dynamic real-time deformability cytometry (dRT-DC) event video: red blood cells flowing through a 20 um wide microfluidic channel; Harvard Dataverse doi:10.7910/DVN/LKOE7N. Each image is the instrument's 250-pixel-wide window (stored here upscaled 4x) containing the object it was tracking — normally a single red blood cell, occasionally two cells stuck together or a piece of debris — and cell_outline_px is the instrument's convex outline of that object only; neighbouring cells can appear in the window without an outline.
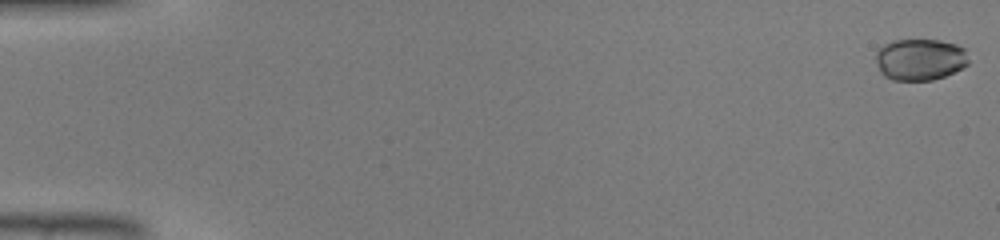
{"species": "common noctule bat (a hibernating species)", "species_latin": "Nyctalus noctula", "temperature_condition": "warm", "stored_images_in_passage": 46, "camera_frame_rate_fps": 3000, "um_per_image_px": 0.085, "animal": {"sex": "male", "body_mass_g": 19.0, "forearm_length_mm": 50.8}, "frame": {"image": 1, "passage_image": 1, "time_ms": 0.0, "image_size_px": [1000, 240], "cell_outline_px": [[968, 64], [944, 76], [932, 80], [892, 80], [884, 76], [880, 72], [876, 60], [876, 52], [884, 44], [892, 40], [940, 40], [956, 44], [964, 48], [968, 60]], "centroid_in_image_um": [78.18, 5.05], "position_along_channel_um": 6.8, "area_um2": 22.43}}
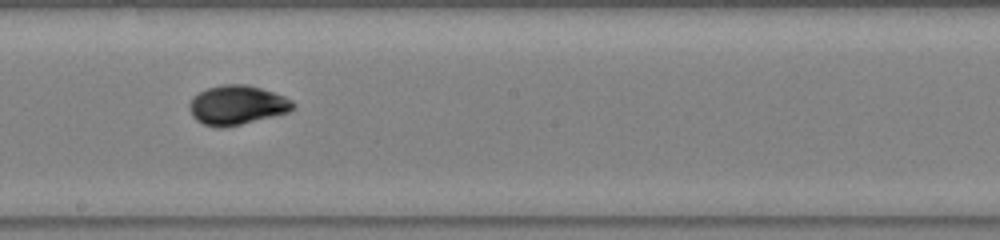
{"frame": {"image": 2, "passage_image": 27, "time_ms": 8.667, "image_size_px": [1000, 240], "cell_outline_px": [[296, 104], [288, 112], [240, 124], [220, 128], [204, 124], [196, 120], [192, 116], [188, 108], [188, 104], [192, 96], [208, 88], [224, 84], [248, 84], [284, 96], [292, 100]], "centroid_in_image_um": [20.11, 8.92], "position_along_channel_um": 228.1, "area_um2": 23.58}}
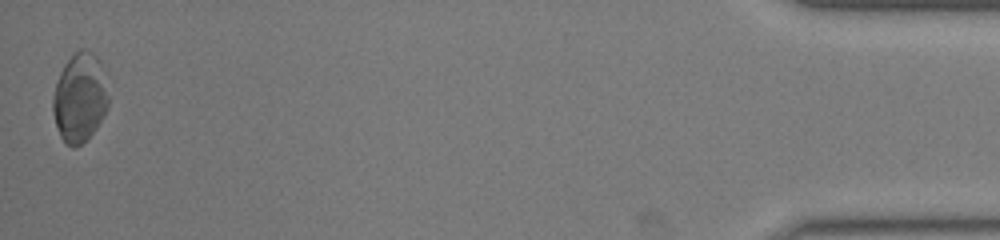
{"frame": {"image": 3, "passage_image": 46, "time_ms": 15.0, "image_size_px": [1000, 240], "cell_outline_px": [[108, 108], [104, 116], [88, 140], [72, 148], [60, 136], [52, 112], [52, 96], [56, 80], [64, 64], [80, 48], [84, 48], [92, 52], [100, 60], [108, 96]], "centroid_in_image_um": [6.77, 8.31], "position_along_channel_um": 428.4, "area_um2": 28.96}}